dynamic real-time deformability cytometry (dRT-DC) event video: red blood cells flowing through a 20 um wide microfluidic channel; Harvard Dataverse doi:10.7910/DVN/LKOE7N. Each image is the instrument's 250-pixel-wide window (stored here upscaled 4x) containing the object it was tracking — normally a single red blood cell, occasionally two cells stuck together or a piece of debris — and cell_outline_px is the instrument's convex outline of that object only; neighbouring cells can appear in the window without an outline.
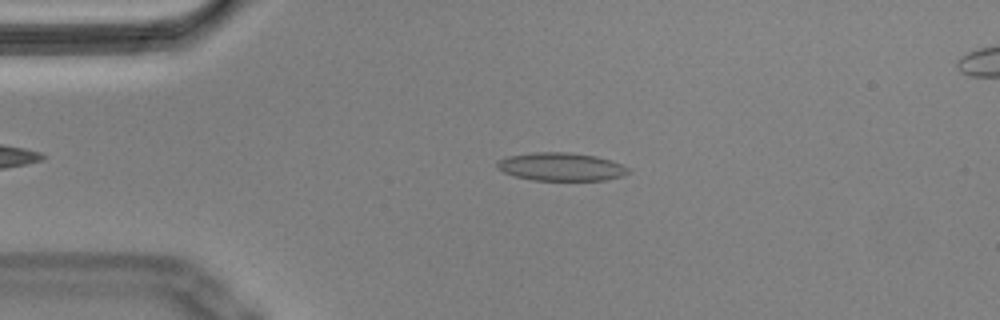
{"species": "Egyptian fruit bat (a non-hibernating species)", "species_latin": "Rousettus aegyptiacus", "temperature_condition": "cold", "stored_images_in_passage": 49, "camera_frame_rate_fps": 3000, "um_per_image_px": 0.085, "animal": {"sex": "male"}, "frame": {"image": 1, "passage_image": 11, "time_ms": 3.333, "image_size_px": [1000, 320], "cell_outline_px": [[632, 168], [624, 176], [604, 180], [532, 180], [512, 176], [496, 168], [496, 164], [500, 160], [508, 156], [532, 152], [568, 152], [596, 156]], "centroid_in_image_um": [47.67, 14.18], "position_along_channel_um": 37.3, "area_um2": 21.56}}
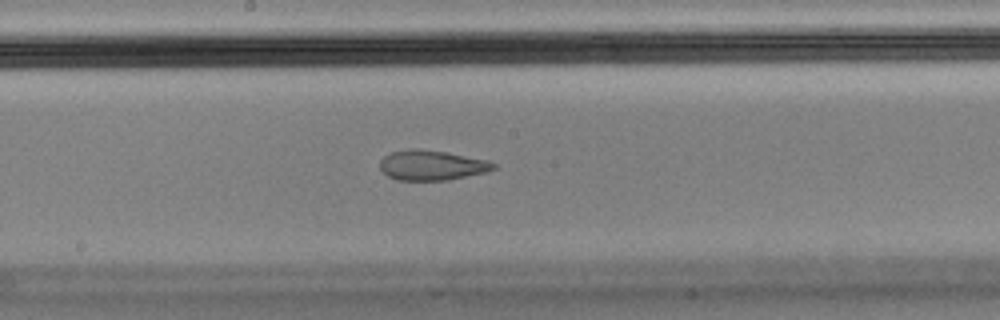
{"frame": {"image": 2, "passage_image": 28, "time_ms": 9.0, "image_size_px": [1000, 320], "cell_outline_px": [[496, 168], [488, 172], [448, 180], [396, 180], [388, 176], [380, 168], [380, 160], [384, 156], [392, 152], [408, 148], [416, 148], [444, 152], [488, 160], [496, 164]], "centroid_in_image_um": [36.7, 14.05], "position_along_channel_um": 211.5, "area_um2": 19.88}}
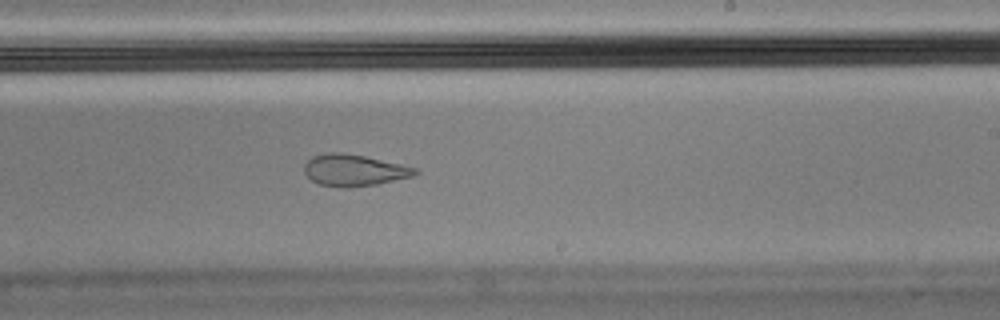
{"frame": {"image": 3, "passage_image": 32, "time_ms": 10.333, "image_size_px": [1000, 320], "cell_outline_px": [[420, 172], [412, 176], [376, 184], [348, 188], [340, 188], [320, 184], [312, 180], [304, 172], [304, 164], [312, 156], [328, 152], [340, 152], [364, 156], [400, 164], [416, 168]], "centroid_in_image_um": [30.06, 14.47], "position_along_channel_um": 258.9, "area_um2": 20.29}, "authors_computed_cell_mechanics": {"area_um2": 21.3282, "velocity_mm_per_s": 3.5701, "shape_relaxation_time_tau1_ms": null, "shape_relaxation_time_tau2_ms": 1.6515, "deformation_change_tau1": null, "deformation_change_tau2": 0.0899}}